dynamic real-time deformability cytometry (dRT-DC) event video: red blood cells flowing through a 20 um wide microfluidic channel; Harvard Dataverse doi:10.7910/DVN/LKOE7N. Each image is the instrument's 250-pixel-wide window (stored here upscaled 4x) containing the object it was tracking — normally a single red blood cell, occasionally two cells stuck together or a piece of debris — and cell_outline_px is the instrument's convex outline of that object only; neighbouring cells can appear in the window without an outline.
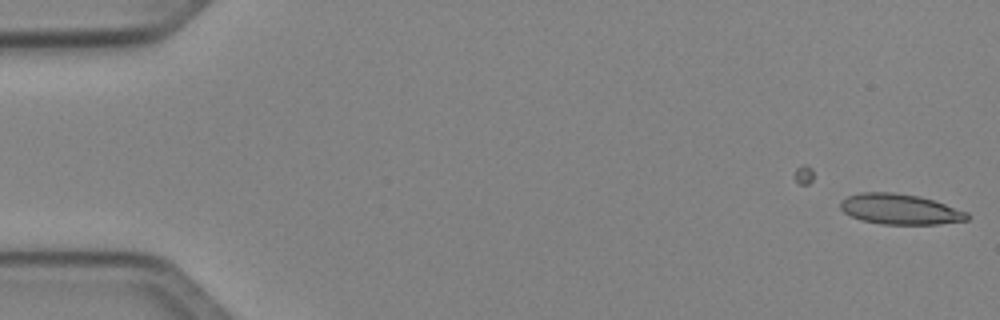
{"species": "Egyptian fruit bat (a non-hibernating species)", "species_latin": "Rousettus aegyptiacus", "temperature_condition": "cold", "stored_images_in_passage": 7, "camera_frame_rate_fps": 3000, "um_per_image_px": 0.085, "animal": {"sex": "female"}, "frame": {"image": 1, "passage_image": 7, "time_ms": 2.0, "image_size_px": [1000, 320], "cell_outline_px": [[972, 216], [968, 220], [940, 224], [880, 224], [860, 220], [844, 212], [840, 208], [840, 200], [848, 196], [860, 192], [892, 192], [920, 196], [968, 212]], "centroid_in_image_um": [76.5, 17.78], "position_along_channel_um": 8.5, "area_um2": 22.6}}